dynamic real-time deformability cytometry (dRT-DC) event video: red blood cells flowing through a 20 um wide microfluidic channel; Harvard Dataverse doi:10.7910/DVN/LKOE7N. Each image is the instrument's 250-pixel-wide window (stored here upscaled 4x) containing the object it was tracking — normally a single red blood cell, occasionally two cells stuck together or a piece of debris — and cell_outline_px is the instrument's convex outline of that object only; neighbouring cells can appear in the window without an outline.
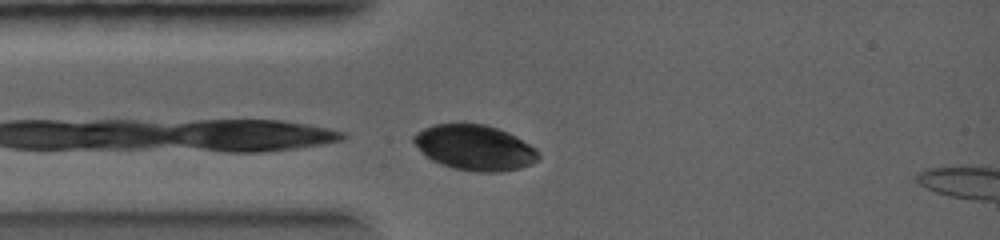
{"species": "common noctule bat (a hibernating species)", "species_latin": "Nyctalus noctula", "temperature_condition": "warm", "stored_images_in_passage": 27, "camera_frame_rate_fps": 5000, "um_per_image_px": 0.085, "animal": {"sex": "female", "body_mass_g": 19.0, "forearm_length_mm": 56.7}, "frame": {"image": 1, "passage_image": 1, "time_ms": 0.0, "image_size_px": [1000, 240], "cell_outline_px": [[540, 156], [532, 164], [520, 168], [500, 172], [476, 172], [452, 168], [432, 160], [424, 156], [412, 140], [412, 136], [416, 132], [432, 124], [460, 120], [484, 124], [508, 132], [516, 136], [536, 148], [540, 152]], "centroid_in_image_um": [40.31, 12.51], "position_along_channel_um": 44.7, "area_um2": 33.87}}